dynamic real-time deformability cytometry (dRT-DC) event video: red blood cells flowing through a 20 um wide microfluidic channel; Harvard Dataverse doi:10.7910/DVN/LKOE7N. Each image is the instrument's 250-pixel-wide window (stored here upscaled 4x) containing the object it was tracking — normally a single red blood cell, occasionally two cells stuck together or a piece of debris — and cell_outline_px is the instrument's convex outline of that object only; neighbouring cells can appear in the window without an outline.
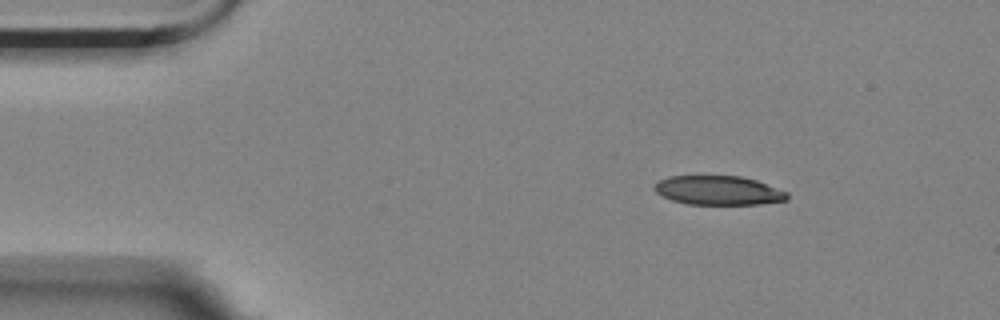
{"species": "Egyptian fruit bat (a non-hibernating species)", "species_latin": "Rousettus aegyptiacus", "temperature_condition": "room temperature", "stored_images_in_passage": 3, "camera_frame_rate_fps": 3000, "um_per_image_px": 0.085, "animal": {"sex": "female"}, "frame": {"image": 1, "passage_image": 1, "time_ms": 0.0, "image_size_px": [1000, 320], "cell_outline_px": [[788, 200], [760, 204], [688, 204], [672, 200], [660, 196], [656, 192], [656, 184], [660, 180], [672, 176], [740, 176], [756, 180], [788, 192]], "centroid_in_image_um": [61.09, 16.19], "position_along_channel_um": 23.9, "area_um2": 22.37}}